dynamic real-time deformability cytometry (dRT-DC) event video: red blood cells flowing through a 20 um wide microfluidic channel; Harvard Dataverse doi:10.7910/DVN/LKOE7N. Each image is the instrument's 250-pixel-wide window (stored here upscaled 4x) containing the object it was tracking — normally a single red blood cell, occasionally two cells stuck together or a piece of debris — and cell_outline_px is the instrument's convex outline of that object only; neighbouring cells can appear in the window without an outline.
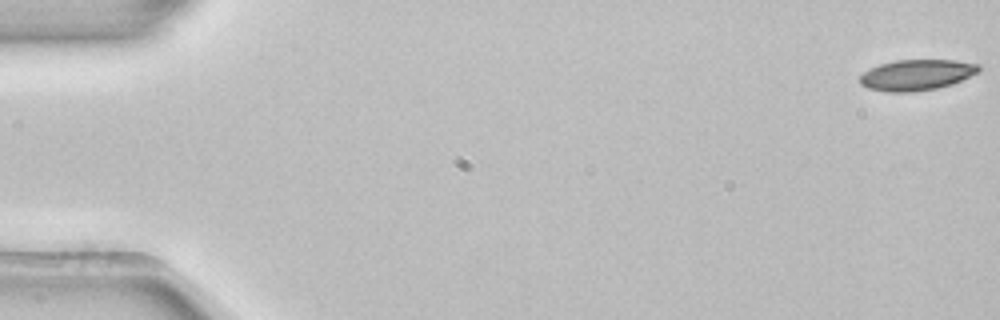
{"species": "common noctule bat (a hibernating species)", "species_latin": "Nyctalus noctula", "temperature_condition": "room temperature", "stored_images_in_passage": 4, "camera_frame_rate_fps": 3000, "um_per_image_px": 0.085, "animal": {"sex": "female", "body_mass_g": 22.7, "forearm_length_mm": 54.2}, "frame": {"image": 1, "passage_image": 1, "time_ms": 0.0, "image_size_px": [1000, 320], "cell_outline_px": [[980, 72], [952, 84], [936, 88], [912, 92], [888, 92], [868, 88], [860, 84], [860, 76], [864, 72], [880, 64], [896, 60], [956, 60], [980, 64]], "centroid_in_image_um": [77.94, 6.36], "position_along_channel_um": 7.1, "area_um2": 21.33}}